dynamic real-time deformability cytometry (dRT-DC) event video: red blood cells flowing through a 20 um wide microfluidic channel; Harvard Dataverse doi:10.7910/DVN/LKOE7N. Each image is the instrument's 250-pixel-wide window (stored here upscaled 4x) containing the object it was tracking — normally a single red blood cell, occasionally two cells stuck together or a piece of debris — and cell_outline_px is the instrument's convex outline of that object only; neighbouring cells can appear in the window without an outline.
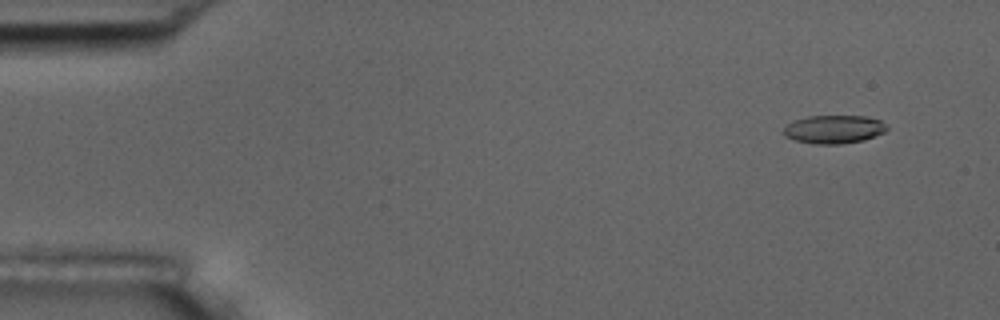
{"species": "common noctule bat (a hibernating species)", "species_latin": "Nyctalus noctula", "temperature_condition": "room temperature", "stored_images_in_passage": 5, "camera_frame_rate_fps": 3000, "um_per_image_px": 0.085, "animal": {"sex": "male", "body_mass_g": 17.5, "forearm_length_mm": 52.3}, "frame": {"image": 1, "passage_image": 1, "time_ms": 0.0, "image_size_px": [1000, 320], "cell_outline_px": [[888, 128], [884, 132], [864, 140], [840, 144], [816, 144], [796, 140], [784, 136], [780, 132], [792, 120], [808, 116], [864, 116], [880, 120], [888, 124]], "centroid_in_image_um": [70.86, 10.98], "position_along_channel_um": 14.1, "area_um2": 17.17}}
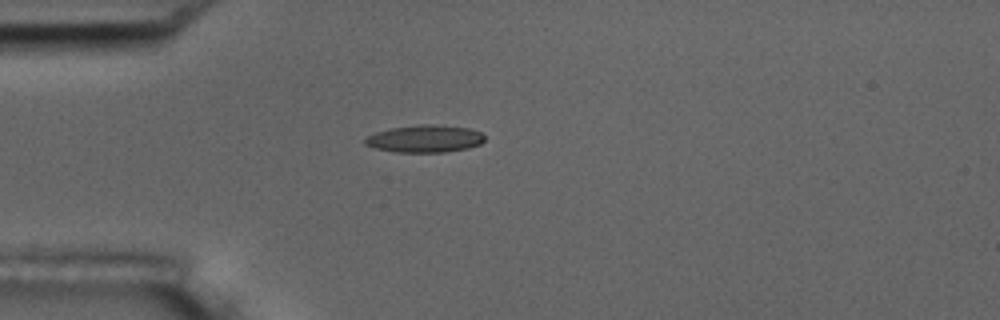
{"frame": {"image": 2, "passage_image": 4, "time_ms": 3.667, "image_size_px": [1000, 320], "cell_outline_px": [[484, 140], [480, 144], [468, 148], [444, 152], [396, 152], [376, 148], [364, 144], [364, 140], [368, 136], [376, 132], [392, 128], [420, 124], [432, 124], [468, 128], [480, 132], [484, 136]], "centroid_in_image_um": [36.11, 11.79], "position_along_channel_um": 48.9, "area_um2": 18.9}}